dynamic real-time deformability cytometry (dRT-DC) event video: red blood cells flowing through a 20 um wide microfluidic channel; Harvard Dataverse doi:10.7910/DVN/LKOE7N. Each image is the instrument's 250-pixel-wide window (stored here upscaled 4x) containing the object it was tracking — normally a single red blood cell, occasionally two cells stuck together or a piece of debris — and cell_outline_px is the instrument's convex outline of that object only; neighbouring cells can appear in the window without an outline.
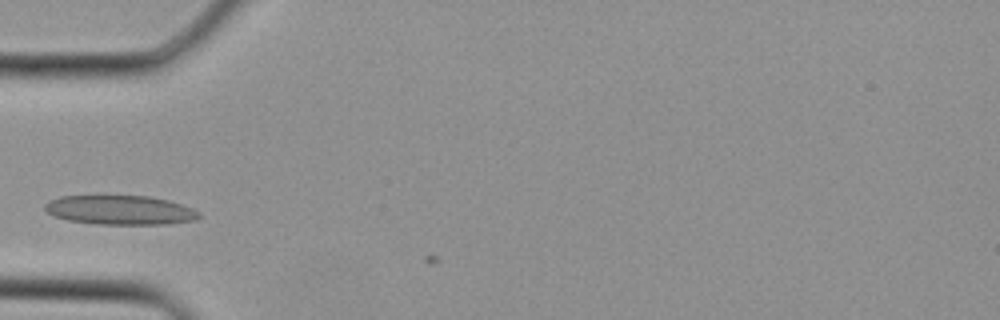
{"species": "Egyptian fruit bat (a non-hibernating species)", "species_latin": "Rousettus aegyptiacus", "temperature_condition": "cold", "stored_images_in_passage": 3, "camera_frame_rate_fps": 3000, "um_per_image_px": 0.085, "animal": {"sex": "female"}, "frame": {"image": 1, "passage_image": 2, "time_ms": 0.333, "image_size_px": [1000, 320], "cell_outline_px": [[200, 216], [196, 220], [168, 224], [96, 224], [68, 220], [56, 216], [48, 212], [44, 208], [44, 204], [48, 200], [60, 196], [148, 196], [168, 200], [192, 208], [200, 212]], "centroid_in_image_um": [10.22, 17.85], "position_along_channel_um": 74.8, "area_um2": 26.24}}